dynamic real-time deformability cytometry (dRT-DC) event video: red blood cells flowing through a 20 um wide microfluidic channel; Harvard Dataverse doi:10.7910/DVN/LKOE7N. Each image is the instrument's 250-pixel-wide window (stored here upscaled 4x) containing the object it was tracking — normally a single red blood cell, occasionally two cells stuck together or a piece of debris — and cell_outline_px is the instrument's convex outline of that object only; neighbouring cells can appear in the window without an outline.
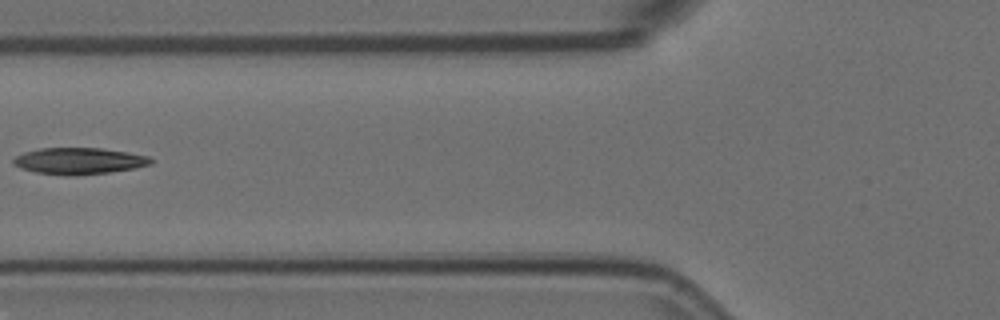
{"species": "Egyptian fruit bat (a non-hibernating species)", "species_latin": "Rousettus aegyptiacus", "temperature_condition": "room temperature", "stored_images_in_passage": 6, "camera_frame_rate_fps": 3000, "um_per_image_px": 0.085, "animal": {"sex": "female"}, "frame": {"image": 1, "passage_image": 5, "time_ms": 1.333, "image_size_px": [1000, 320], "cell_outline_px": [[152, 164], [136, 168], [108, 172], [76, 176], [64, 176], [36, 172], [20, 168], [12, 164], [12, 160], [16, 156], [24, 152], [40, 148], [100, 148], [128, 152], [148, 156], [152, 160]], "centroid_in_image_um": [6.7, 13.69], "position_along_channel_um": 119.1, "area_um2": 21.39}}
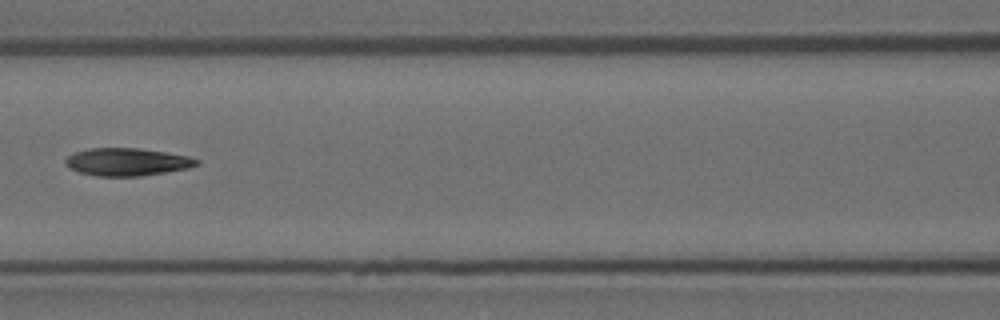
{"frame": {"image": 2, "passage_image": 6, "time_ms": 1.667, "image_size_px": [1000, 320], "cell_outline_px": [[200, 164], [188, 168], [140, 176], [96, 176], [80, 172], [64, 164], [64, 160], [68, 156], [76, 152], [92, 148], [136, 148], [164, 152], [188, 156], [200, 160]], "centroid_in_image_um": [10.81, 13.76], "position_along_channel_um": 155.8, "area_um2": 20.92}}